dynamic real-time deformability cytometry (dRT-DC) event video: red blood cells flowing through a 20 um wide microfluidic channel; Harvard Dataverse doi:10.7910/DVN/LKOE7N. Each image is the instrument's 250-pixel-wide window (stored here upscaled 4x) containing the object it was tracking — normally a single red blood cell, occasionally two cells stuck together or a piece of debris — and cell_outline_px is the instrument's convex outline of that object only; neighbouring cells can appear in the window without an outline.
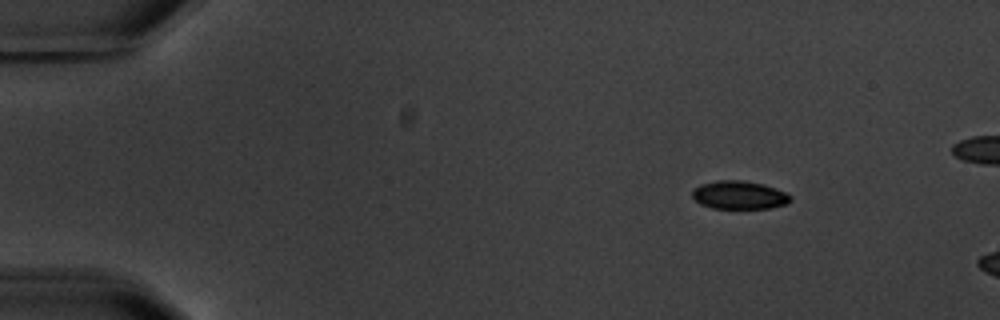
{"species": "common noctule bat (a hibernating species)", "species_latin": "Nyctalus noctula", "temperature_condition": "warm", "stored_images_in_passage": 2, "camera_frame_rate_fps": 3000, "um_per_image_px": 0.085, "animal": {"sex": "male", "body_mass_g": 20.1, "forearm_length_mm": 53.5}, "frame": {"image": 1, "passage_image": 1, "time_ms": 0.0, "image_size_px": [1000, 320], "cell_outline_px": [[792, 200], [788, 204], [768, 208], [712, 208], [700, 204], [692, 196], [692, 192], [700, 184], [716, 180], [744, 180], [764, 184], [788, 192], [792, 196]], "centroid_in_image_um": [62.89, 16.57], "position_along_channel_um": 22.1, "area_um2": 16.36}}